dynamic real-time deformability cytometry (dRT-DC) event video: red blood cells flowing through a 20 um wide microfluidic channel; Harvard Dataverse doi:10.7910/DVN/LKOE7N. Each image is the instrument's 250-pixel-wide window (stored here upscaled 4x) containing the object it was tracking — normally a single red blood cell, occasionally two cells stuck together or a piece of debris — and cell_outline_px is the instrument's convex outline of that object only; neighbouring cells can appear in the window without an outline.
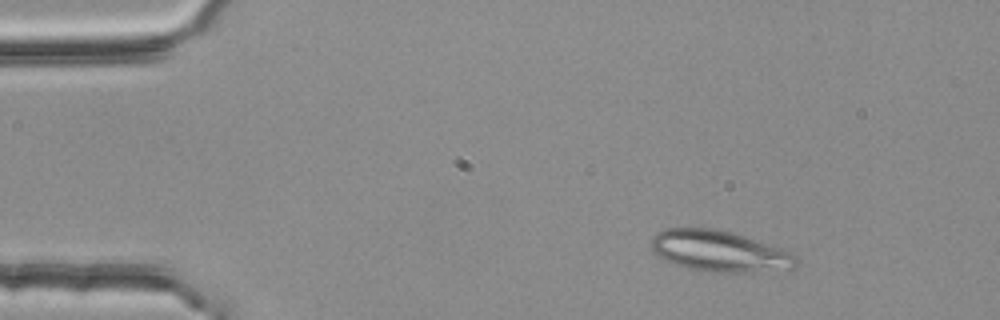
{"species": "common noctule bat (a hibernating species)", "species_latin": "Nyctalus noctula", "temperature_condition": "room temperature", "stored_images_in_passage": 17, "camera_frame_rate_fps": 3000, "um_per_image_px": 0.085, "animal": {"sex": "female", "body_mass_g": 25.1}, "frame": {"image": 1, "passage_image": 5, "time_ms": 1.333, "image_size_px": [1000, 320], "cell_outline_px": [[796, 264], [792, 268], [740, 272], [716, 272], [688, 268], [664, 260], [652, 248], [652, 236], [664, 228], [712, 228], [732, 232], [780, 248], [796, 256]], "centroid_in_image_um": [61.1, 21.33], "position_along_channel_um": 23.9, "area_um2": 33.93}}